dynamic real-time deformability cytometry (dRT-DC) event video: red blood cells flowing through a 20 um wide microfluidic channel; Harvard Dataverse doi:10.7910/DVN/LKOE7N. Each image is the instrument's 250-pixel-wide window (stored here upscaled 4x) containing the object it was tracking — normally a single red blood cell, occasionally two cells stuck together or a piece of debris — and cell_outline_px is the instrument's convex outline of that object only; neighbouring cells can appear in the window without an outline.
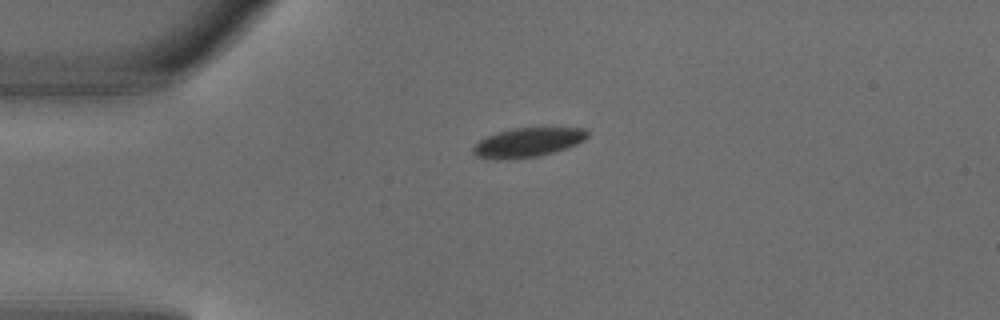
{"species": "common noctule bat (a hibernating species)", "species_latin": "Nyctalus noctula", "temperature_condition": "warm", "stored_images_in_passage": 2, "camera_frame_rate_fps": 3000, "um_per_image_px": 0.085, "animal": {"sex": "male", "body_mass_g": 18.8}, "frame": {"image": 1, "passage_image": 1, "time_ms": 0.0, "image_size_px": [1000, 320], "cell_outline_px": [[588, 136], [584, 140], [576, 144], [552, 152], [536, 156], [504, 160], [500, 160], [476, 156], [472, 152], [472, 148], [480, 140], [496, 132], [512, 128], [584, 128], [588, 132]], "centroid_in_image_um": [44.83, 12.1], "position_along_channel_um": 40.2, "area_um2": 19.25}}